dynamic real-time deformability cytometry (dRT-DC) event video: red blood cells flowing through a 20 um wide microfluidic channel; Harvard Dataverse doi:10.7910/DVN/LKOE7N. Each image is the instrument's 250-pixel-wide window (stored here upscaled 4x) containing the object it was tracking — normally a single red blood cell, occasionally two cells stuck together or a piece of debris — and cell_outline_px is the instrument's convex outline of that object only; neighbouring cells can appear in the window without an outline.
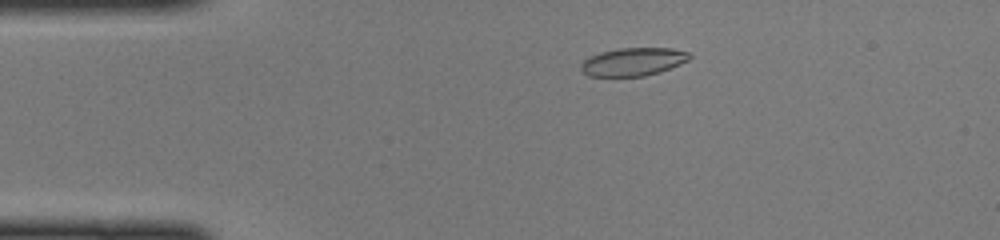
{"species": "common noctule bat (a hibernating species)", "species_latin": "Nyctalus noctula", "temperature_condition": "cold", "stored_images_in_passage": 45, "camera_frame_rate_fps": 3000, "um_per_image_px": 0.085, "animal": {"sex": "female", "body_mass_g": 22.0, "forearm_length_mm": 56.7}, "frame": {"image": 1, "passage_image": 7, "time_ms": 2.0, "image_size_px": [1000, 240], "cell_outline_px": [[692, 56], [688, 60], [680, 64], [660, 72], [644, 76], [588, 76], [580, 68], [580, 64], [588, 56], [600, 52], [620, 48], [672, 48], [688, 52]], "centroid_in_image_um": [53.8, 5.24], "position_along_channel_um": 31.2, "area_um2": 17.8}}
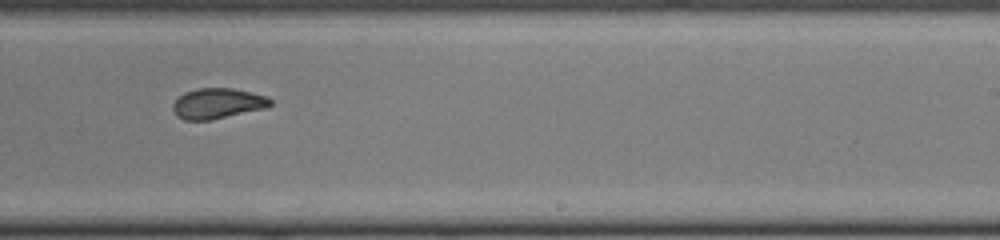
{"frame": {"image": 2, "passage_image": 27, "time_ms": 8.667, "image_size_px": [1000, 240], "cell_outline_px": [[272, 104], [268, 108], [212, 120], [184, 120], [176, 116], [172, 108], [172, 104], [184, 92], [196, 88], [232, 88], [264, 96], [272, 100]], "centroid_in_image_um": [18.48, 8.81], "position_along_channel_um": 270.5, "area_um2": 17.4}}
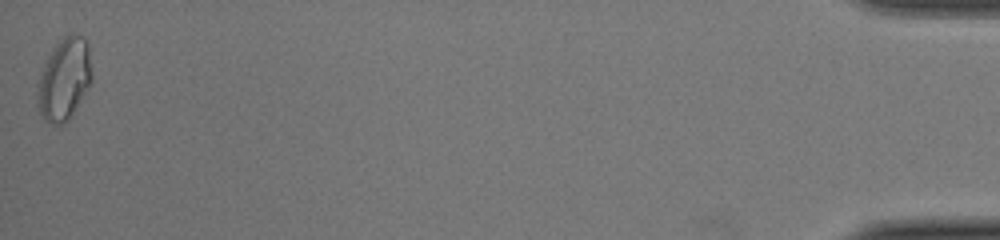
{"frame": {"image": 3, "passage_image": 45, "time_ms": 14.667, "image_size_px": [1000, 240], "cell_outline_px": [[92, 80], [68, 120], [64, 124], [52, 124], [44, 120], [40, 112], [36, 84], [40, 72], [48, 56], [56, 44], [64, 36], [72, 32], [84, 36], [88, 40], [92, 72]], "centroid_in_image_um": [5.47, 6.68], "position_along_channel_um": 429.7, "area_um2": 26.07}}